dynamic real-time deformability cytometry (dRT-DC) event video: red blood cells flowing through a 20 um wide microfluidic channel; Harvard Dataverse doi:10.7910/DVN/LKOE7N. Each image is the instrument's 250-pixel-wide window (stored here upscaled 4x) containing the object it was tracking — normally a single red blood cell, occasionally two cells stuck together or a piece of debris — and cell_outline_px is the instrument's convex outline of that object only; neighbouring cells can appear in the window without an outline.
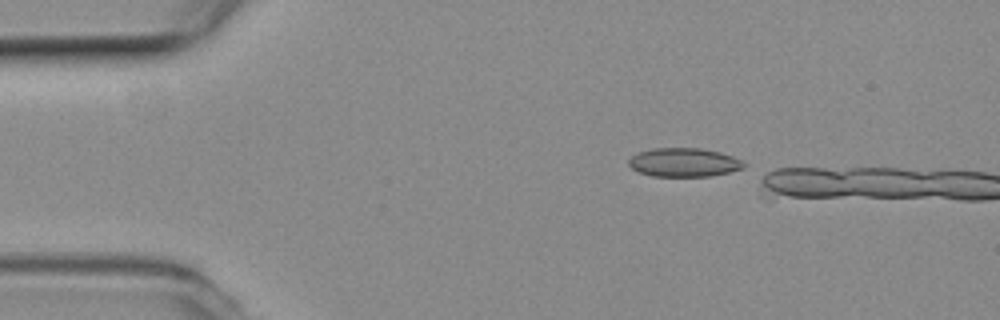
{"species": "common noctule bat (a hibernating species)", "species_latin": "Nyctalus noctula", "temperature_condition": "room temperature", "stored_images_in_passage": 3, "camera_frame_rate_fps": 3000, "um_per_image_px": 0.085, "animal": {"sex": "female", "body_mass_g": 19.3, "forearm_length_mm": 54.1}, "frame": {"image": 1, "passage_image": 1, "time_ms": 0.0, "image_size_px": [1000, 320], "cell_outline_px": [[744, 168], [728, 172], [708, 176], [652, 176], [640, 172], [632, 168], [628, 164], [628, 160], [636, 152], [652, 148], [700, 148], [720, 152], [732, 156], [740, 160], [744, 164]], "centroid_in_image_um": [58.09, 13.79], "position_along_channel_um": 26.9, "area_um2": 19.19}}